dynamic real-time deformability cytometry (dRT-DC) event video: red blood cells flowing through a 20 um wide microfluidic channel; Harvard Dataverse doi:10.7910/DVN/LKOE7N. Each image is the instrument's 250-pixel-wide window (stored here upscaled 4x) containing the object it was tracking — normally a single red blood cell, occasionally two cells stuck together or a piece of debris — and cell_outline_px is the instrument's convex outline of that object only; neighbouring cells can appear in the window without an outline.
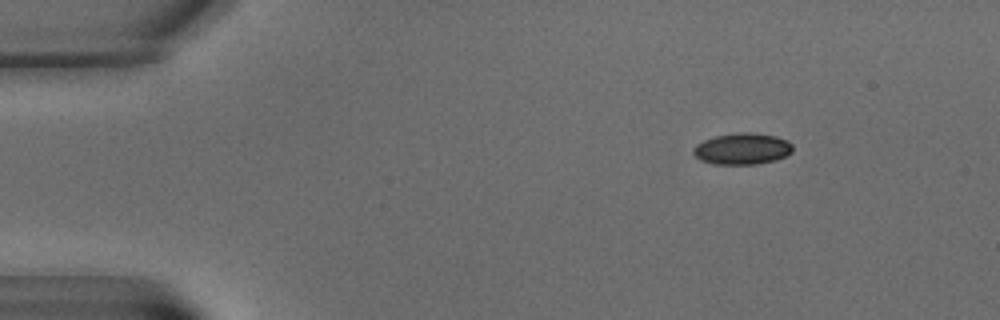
{"species": "common noctule bat (a hibernating species)", "species_latin": "Nyctalus noctula", "temperature_condition": "warm", "stored_images_in_passage": 5, "camera_frame_rate_fps": 3000, "um_per_image_px": 0.085, "animal": {"sex": "male", "body_mass_g": 15.6}, "frame": {"image": 1, "passage_image": 1, "time_ms": 0.0, "image_size_px": [1000, 320], "cell_outline_px": [[792, 152], [776, 160], [756, 164], [716, 164], [700, 160], [692, 152], [692, 148], [696, 144], [704, 140], [716, 136], [736, 132], [748, 132], [776, 136], [788, 140], [792, 144]], "centroid_in_image_um": [63.09, 12.64], "position_along_channel_um": 21.9, "area_um2": 18.21}}
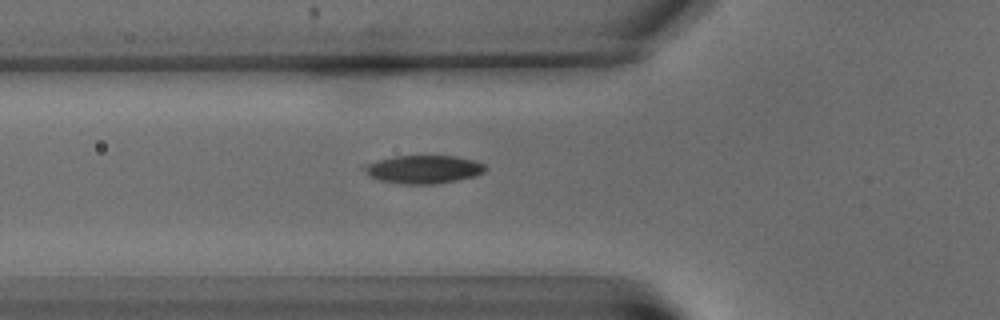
{"frame": {"image": 2, "passage_image": 5, "time_ms": 5.333, "image_size_px": [1000, 320], "cell_outline_px": [[488, 168], [484, 172], [472, 176], [456, 180], [432, 184], [404, 184], [380, 180], [372, 176], [360, 168], [360, 164], [392, 156], [456, 156], [476, 160], [484, 164]], "centroid_in_image_um": [35.96, 14.37], "position_along_channel_um": 89.8, "area_um2": 20.0}}